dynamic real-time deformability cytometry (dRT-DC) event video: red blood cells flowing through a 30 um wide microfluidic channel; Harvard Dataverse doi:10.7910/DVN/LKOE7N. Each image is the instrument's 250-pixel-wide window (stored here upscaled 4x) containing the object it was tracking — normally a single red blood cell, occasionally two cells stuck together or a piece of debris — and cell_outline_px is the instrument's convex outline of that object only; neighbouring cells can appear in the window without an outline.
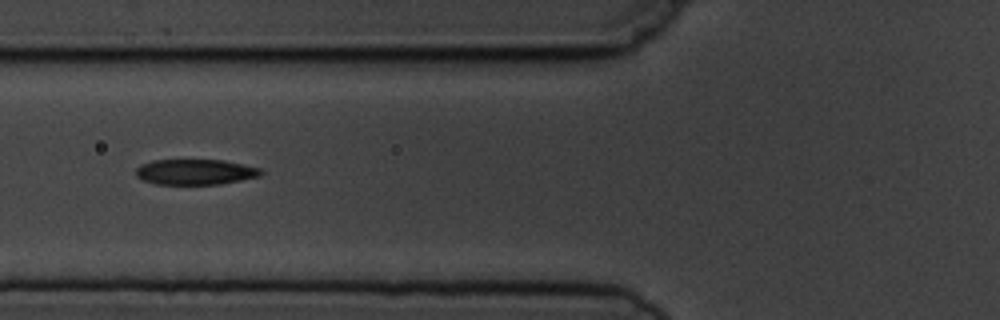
{"species": "common noctule bat (a hibernating species)", "species_latin": "Nyctalus noctula", "temperature_condition": "cold", "stored_images_in_passage": 14, "camera_frame_rate_fps": 3000, "um_per_image_px": 0.085, "animal": {"sex": "male", "body_mass_g": 19.5, "forearm_length_mm": 54.6}, "frame": {"image": 1, "passage_image": 4, "time_ms": 4.667, "image_size_px": [1000, 320], "cell_outline_px": [[264, 172], [260, 176], [220, 184], [156, 184], [144, 180], [136, 176], [136, 168], [140, 164], [152, 160], [224, 160], [244, 164], [260, 168]], "centroid_in_image_um": [16.6, 14.61], "position_along_channel_um": 109.2, "area_um2": 18.61}}
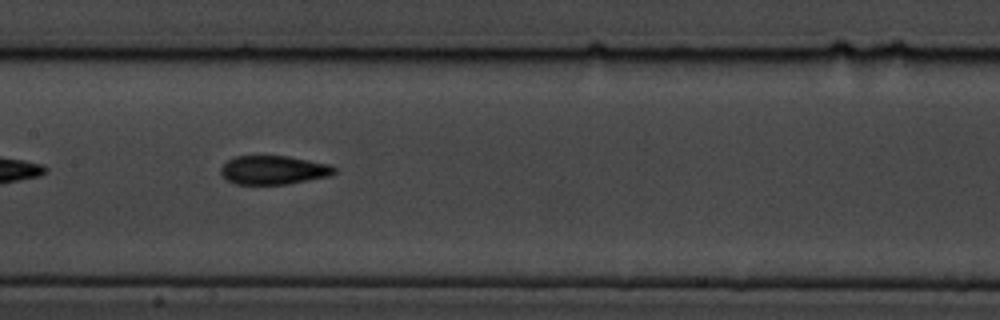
{"frame": {"image": 2, "passage_image": 6, "time_ms": 6.667, "image_size_px": [1000, 320], "cell_outline_px": [[336, 172], [328, 176], [288, 184], [236, 184], [228, 180], [220, 172], [220, 168], [228, 160], [236, 156], [288, 156], [328, 164], [336, 168]], "centroid_in_image_um": [23.24, 14.45], "position_along_channel_um": 184.2, "area_um2": 18.84}}
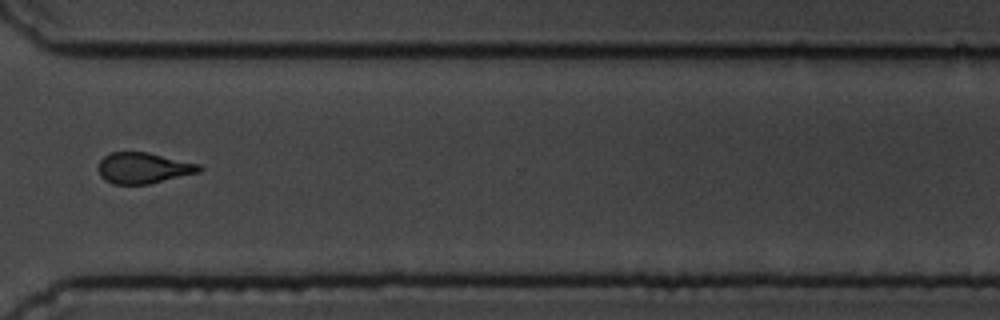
{"frame": {"image": 3, "passage_image": 10, "time_ms": 11.333, "image_size_px": [1000, 320], "cell_outline_px": [[204, 168], [200, 172], [148, 184], [112, 184], [104, 180], [100, 176], [96, 168], [100, 160], [104, 156], [112, 152], [148, 152], [200, 164]], "centroid_in_image_um": [12.17, 14.28], "position_along_channel_um": 358.4, "area_um2": 18.38}, "authors_computed_cell_mechanics": {"area_um2": 18.785, "velocity_mm_per_s": 3.746, "shape_relaxation_time_tau1_ms": 2.343, "shape_relaxation_time_tau2_ms": 2.1242, "deformation_change_tau1": 0.1231, "deformation_change_tau2": 0.0926}}